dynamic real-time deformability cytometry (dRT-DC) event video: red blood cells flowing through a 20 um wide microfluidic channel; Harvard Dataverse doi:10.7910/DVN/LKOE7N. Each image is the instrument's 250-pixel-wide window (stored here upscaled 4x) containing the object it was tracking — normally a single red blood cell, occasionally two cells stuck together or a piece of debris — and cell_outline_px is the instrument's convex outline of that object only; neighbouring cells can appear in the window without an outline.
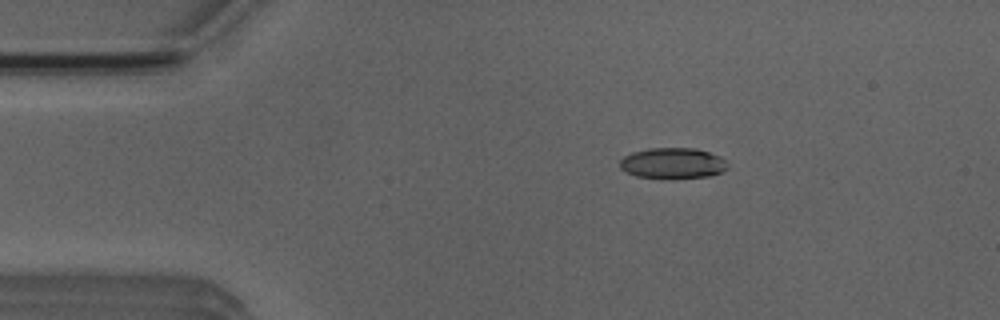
{"species": "Egyptian fruit bat (a non-hibernating species)", "species_latin": "Rousettus aegyptiacus", "temperature_condition": "room temperature", "stored_images_in_passage": 3, "camera_frame_rate_fps": 3000, "um_per_image_px": 0.085, "animal": {"sex": "male"}, "frame": {"image": 1, "passage_image": 2, "time_ms": 1.0, "image_size_px": [1000, 320], "cell_outline_px": [[728, 168], [720, 172], [708, 176], [672, 180], [636, 176], [620, 168], [620, 160], [624, 156], [632, 152], [648, 148], [696, 148], [720, 156], [728, 164]], "centroid_in_image_um": [57.18, 13.89], "position_along_channel_um": 27.8, "area_um2": 19.65}}